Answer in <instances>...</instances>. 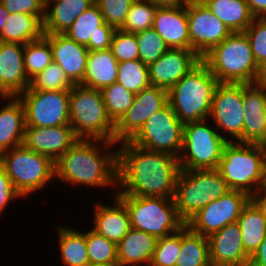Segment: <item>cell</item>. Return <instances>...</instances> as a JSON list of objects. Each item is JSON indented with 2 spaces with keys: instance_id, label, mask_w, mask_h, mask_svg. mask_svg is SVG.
Here are the masks:
<instances>
[{
  "instance_id": "cell-45",
  "label": "cell",
  "mask_w": 266,
  "mask_h": 266,
  "mask_svg": "<svg viewBox=\"0 0 266 266\" xmlns=\"http://www.w3.org/2000/svg\"><path fill=\"white\" fill-rule=\"evenodd\" d=\"M244 32L250 42L256 64L260 68L266 64V17L254 18Z\"/></svg>"
},
{
  "instance_id": "cell-11",
  "label": "cell",
  "mask_w": 266,
  "mask_h": 266,
  "mask_svg": "<svg viewBox=\"0 0 266 266\" xmlns=\"http://www.w3.org/2000/svg\"><path fill=\"white\" fill-rule=\"evenodd\" d=\"M183 126L167 103L146 120L130 142L148 150L179 158L183 144Z\"/></svg>"
},
{
  "instance_id": "cell-6",
  "label": "cell",
  "mask_w": 266,
  "mask_h": 266,
  "mask_svg": "<svg viewBox=\"0 0 266 266\" xmlns=\"http://www.w3.org/2000/svg\"><path fill=\"white\" fill-rule=\"evenodd\" d=\"M69 124L78 139L114 142L115 124L107 114L100 90L81 85L70 89Z\"/></svg>"
},
{
  "instance_id": "cell-51",
  "label": "cell",
  "mask_w": 266,
  "mask_h": 266,
  "mask_svg": "<svg viewBox=\"0 0 266 266\" xmlns=\"http://www.w3.org/2000/svg\"><path fill=\"white\" fill-rule=\"evenodd\" d=\"M251 200L257 205L266 217V186H263L256 194L251 197Z\"/></svg>"
},
{
  "instance_id": "cell-15",
  "label": "cell",
  "mask_w": 266,
  "mask_h": 266,
  "mask_svg": "<svg viewBox=\"0 0 266 266\" xmlns=\"http://www.w3.org/2000/svg\"><path fill=\"white\" fill-rule=\"evenodd\" d=\"M190 50L203 58L214 46L223 42L232 32L204 5L201 0L187 4Z\"/></svg>"
},
{
  "instance_id": "cell-22",
  "label": "cell",
  "mask_w": 266,
  "mask_h": 266,
  "mask_svg": "<svg viewBox=\"0 0 266 266\" xmlns=\"http://www.w3.org/2000/svg\"><path fill=\"white\" fill-rule=\"evenodd\" d=\"M43 36L50 42L53 62L62 68L75 85H79L85 76L88 48L70 39L65 34Z\"/></svg>"
},
{
  "instance_id": "cell-25",
  "label": "cell",
  "mask_w": 266,
  "mask_h": 266,
  "mask_svg": "<svg viewBox=\"0 0 266 266\" xmlns=\"http://www.w3.org/2000/svg\"><path fill=\"white\" fill-rule=\"evenodd\" d=\"M4 102L0 107V154L23 145L26 128L25 108L19 97L6 96Z\"/></svg>"
},
{
  "instance_id": "cell-32",
  "label": "cell",
  "mask_w": 266,
  "mask_h": 266,
  "mask_svg": "<svg viewBox=\"0 0 266 266\" xmlns=\"http://www.w3.org/2000/svg\"><path fill=\"white\" fill-rule=\"evenodd\" d=\"M56 233H58L57 240L63 266L90 265L86 247V231L80 232L73 227L58 225Z\"/></svg>"
},
{
  "instance_id": "cell-43",
  "label": "cell",
  "mask_w": 266,
  "mask_h": 266,
  "mask_svg": "<svg viewBox=\"0 0 266 266\" xmlns=\"http://www.w3.org/2000/svg\"><path fill=\"white\" fill-rule=\"evenodd\" d=\"M103 16L104 22L120 30L126 20L129 8L135 0H94Z\"/></svg>"
},
{
  "instance_id": "cell-56",
  "label": "cell",
  "mask_w": 266,
  "mask_h": 266,
  "mask_svg": "<svg viewBox=\"0 0 266 266\" xmlns=\"http://www.w3.org/2000/svg\"><path fill=\"white\" fill-rule=\"evenodd\" d=\"M43 1V4L46 6L48 3H51L55 0H42Z\"/></svg>"
},
{
  "instance_id": "cell-28",
  "label": "cell",
  "mask_w": 266,
  "mask_h": 266,
  "mask_svg": "<svg viewBox=\"0 0 266 266\" xmlns=\"http://www.w3.org/2000/svg\"><path fill=\"white\" fill-rule=\"evenodd\" d=\"M117 75L118 61L110 48L89 51L85 76L79 85L101 91L116 82Z\"/></svg>"
},
{
  "instance_id": "cell-49",
  "label": "cell",
  "mask_w": 266,
  "mask_h": 266,
  "mask_svg": "<svg viewBox=\"0 0 266 266\" xmlns=\"http://www.w3.org/2000/svg\"><path fill=\"white\" fill-rule=\"evenodd\" d=\"M254 18L266 17V0H245Z\"/></svg>"
},
{
  "instance_id": "cell-18",
  "label": "cell",
  "mask_w": 266,
  "mask_h": 266,
  "mask_svg": "<svg viewBox=\"0 0 266 266\" xmlns=\"http://www.w3.org/2000/svg\"><path fill=\"white\" fill-rule=\"evenodd\" d=\"M78 140L70 125L46 128L26 126L23 145L56 162Z\"/></svg>"
},
{
  "instance_id": "cell-33",
  "label": "cell",
  "mask_w": 266,
  "mask_h": 266,
  "mask_svg": "<svg viewBox=\"0 0 266 266\" xmlns=\"http://www.w3.org/2000/svg\"><path fill=\"white\" fill-rule=\"evenodd\" d=\"M175 266H211L208 238L186 224L181 228V249Z\"/></svg>"
},
{
  "instance_id": "cell-24",
  "label": "cell",
  "mask_w": 266,
  "mask_h": 266,
  "mask_svg": "<svg viewBox=\"0 0 266 266\" xmlns=\"http://www.w3.org/2000/svg\"><path fill=\"white\" fill-rule=\"evenodd\" d=\"M113 194V204H94L92 230L110 241L118 244L127 234L130 226V215L125 204Z\"/></svg>"
},
{
  "instance_id": "cell-3",
  "label": "cell",
  "mask_w": 266,
  "mask_h": 266,
  "mask_svg": "<svg viewBox=\"0 0 266 266\" xmlns=\"http://www.w3.org/2000/svg\"><path fill=\"white\" fill-rule=\"evenodd\" d=\"M218 170L230 190L252 197L266 186V145L228 142Z\"/></svg>"
},
{
  "instance_id": "cell-53",
  "label": "cell",
  "mask_w": 266,
  "mask_h": 266,
  "mask_svg": "<svg viewBox=\"0 0 266 266\" xmlns=\"http://www.w3.org/2000/svg\"><path fill=\"white\" fill-rule=\"evenodd\" d=\"M256 83L266 89V64L260 67L259 75Z\"/></svg>"
},
{
  "instance_id": "cell-27",
  "label": "cell",
  "mask_w": 266,
  "mask_h": 266,
  "mask_svg": "<svg viewBox=\"0 0 266 266\" xmlns=\"http://www.w3.org/2000/svg\"><path fill=\"white\" fill-rule=\"evenodd\" d=\"M95 3L94 0H55L45 6L44 35L64 34L75 19Z\"/></svg>"
},
{
  "instance_id": "cell-8",
  "label": "cell",
  "mask_w": 266,
  "mask_h": 266,
  "mask_svg": "<svg viewBox=\"0 0 266 266\" xmlns=\"http://www.w3.org/2000/svg\"><path fill=\"white\" fill-rule=\"evenodd\" d=\"M0 165L5 169L15 189L23 196L38 192L55 178V162L24 145L0 154Z\"/></svg>"
},
{
  "instance_id": "cell-47",
  "label": "cell",
  "mask_w": 266,
  "mask_h": 266,
  "mask_svg": "<svg viewBox=\"0 0 266 266\" xmlns=\"http://www.w3.org/2000/svg\"><path fill=\"white\" fill-rule=\"evenodd\" d=\"M23 196L15 189L11 179L6 174L5 169L0 165V216L5 211L10 202Z\"/></svg>"
},
{
  "instance_id": "cell-21",
  "label": "cell",
  "mask_w": 266,
  "mask_h": 266,
  "mask_svg": "<svg viewBox=\"0 0 266 266\" xmlns=\"http://www.w3.org/2000/svg\"><path fill=\"white\" fill-rule=\"evenodd\" d=\"M243 143L266 145V89L243 83Z\"/></svg>"
},
{
  "instance_id": "cell-12",
  "label": "cell",
  "mask_w": 266,
  "mask_h": 266,
  "mask_svg": "<svg viewBox=\"0 0 266 266\" xmlns=\"http://www.w3.org/2000/svg\"><path fill=\"white\" fill-rule=\"evenodd\" d=\"M244 113L243 83H218L212 96L209 120L228 142L243 143Z\"/></svg>"
},
{
  "instance_id": "cell-41",
  "label": "cell",
  "mask_w": 266,
  "mask_h": 266,
  "mask_svg": "<svg viewBox=\"0 0 266 266\" xmlns=\"http://www.w3.org/2000/svg\"><path fill=\"white\" fill-rule=\"evenodd\" d=\"M139 45V60L149 66L160 58L169 47L159 34L153 29L135 33Z\"/></svg>"
},
{
  "instance_id": "cell-23",
  "label": "cell",
  "mask_w": 266,
  "mask_h": 266,
  "mask_svg": "<svg viewBox=\"0 0 266 266\" xmlns=\"http://www.w3.org/2000/svg\"><path fill=\"white\" fill-rule=\"evenodd\" d=\"M153 29L169 48L190 50L187 4L184 6H158Z\"/></svg>"
},
{
  "instance_id": "cell-44",
  "label": "cell",
  "mask_w": 266,
  "mask_h": 266,
  "mask_svg": "<svg viewBox=\"0 0 266 266\" xmlns=\"http://www.w3.org/2000/svg\"><path fill=\"white\" fill-rule=\"evenodd\" d=\"M110 49L118 63L139 59L136 34L115 30Z\"/></svg>"
},
{
  "instance_id": "cell-54",
  "label": "cell",
  "mask_w": 266,
  "mask_h": 266,
  "mask_svg": "<svg viewBox=\"0 0 266 266\" xmlns=\"http://www.w3.org/2000/svg\"><path fill=\"white\" fill-rule=\"evenodd\" d=\"M9 14L10 13L7 12L5 8L0 4V36L4 31V25L6 24V20Z\"/></svg>"
},
{
  "instance_id": "cell-39",
  "label": "cell",
  "mask_w": 266,
  "mask_h": 266,
  "mask_svg": "<svg viewBox=\"0 0 266 266\" xmlns=\"http://www.w3.org/2000/svg\"><path fill=\"white\" fill-rule=\"evenodd\" d=\"M157 8L158 5L151 0H135L120 30L135 34L153 28Z\"/></svg>"
},
{
  "instance_id": "cell-34",
  "label": "cell",
  "mask_w": 266,
  "mask_h": 266,
  "mask_svg": "<svg viewBox=\"0 0 266 266\" xmlns=\"http://www.w3.org/2000/svg\"><path fill=\"white\" fill-rule=\"evenodd\" d=\"M114 31V28L104 22L99 7L94 3L75 19L64 34L77 43L87 46L96 32Z\"/></svg>"
},
{
  "instance_id": "cell-26",
  "label": "cell",
  "mask_w": 266,
  "mask_h": 266,
  "mask_svg": "<svg viewBox=\"0 0 266 266\" xmlns=\"http://www.w3.org/2000/svg\"><path fill=\"white\" fill-rule=\"evenodd\" d=\"M157 240L149 233L130 228L117 244L118 266H149Z\"/></svg>"
},
{
  "instance_id": "cell-57",
  "label": "cell",
  "mask_w": 266,
  "mask_h": 266,
  "mask_svg": "<svg viewBox=\"0 0 266 266\" xmlns=\"http://www.w3.org/2000/svg\"><path fill=\"white\" fill-rule=\"evenodd\" d=\"M5 96L0 92V99L2 100L1 102H3Z\"/></svg>"
},
{
  "instance_id": "cell-40",
  "label": "cell",
  "mask_w": 266,
  "mask_h": 266,
  "mask_svg": "<svg viewBox=\"0 0 266 266\" xmlns=\"http://www.w3.org/2000/svg\"><path fill=\"white\" fill-rule=\"evenodd\" d=\"M74 85L62 68L55 62L49 64L30 83V87L33 90L42 91L70 90Z\"/></svg>"
},
{
  "instance_id": "cell-17",
  "label": "cell",
  "mask_w": 266,
  "mask_h": 266,
  "mask_svg": "<svg viewBox=\"0 0 266 266\" xmlns=\"http://www.w3.org/2000/svg\"><path fill=\"white\" fill-rule=\"evenodd\" d=\"M200 61L201 58L193 50L169 48L148 66L150 83L169 91Z\"/></svg>"
},
{
  "instance_id": "cell-37",
  "label": "cell",
  "mask_w": 266,
  "mask_h": 266,
  "mask_svg": "<svg viewBox=\"0 0 266 266\" xmlns=\"http://www.w3.org/2000/svg\"><path fill=\"white\" fill-rule=\"evenodd\" d=\"M109 118L116 124L132 106L135 93L114 82L101 90Z\"/></svg>"
},
{
  "instance_id": "cell-4",
  "label": "cell",
  "mask_w": 266,
  "mask_h": 266,
  "mask_svg": "<svg viewBox=\"0 0 266 266\" xmlns=\"http://www.w3.org/2000/svg\"><path fill=\"white\" fill-rule=\"evenodd\" d=\"M201 60L218 83H256L260 68L254 59L245 32L231 33Z\"/></svg>"
},
{
  "instance_id": "cell-5",
  "label": "cell",
  "mask_w": 266,
  "mask_h": 266,
  "mask_svg": "<svg viewBox=\"0 0 266 266\" xmlns=\"http://www.w3.org/2000/svg\"><path fill=\"white\" fill-rule=\"evenodd\" d=\"M218 85L201 60L168 91V103L183 124L209 119L213 92Z\"/></svg>"
},
{
  "instance_id": "cell-14",
  "label": "cell",
  "mask_w": 266,
  "mask_h": 266,
  "mask_svg": "<svg viewBox=\"0 0 266 266\" xmlns=\"http://www.w3.org/2000/svg\"><path fill=\"white\" fill-rule=\"evenodd\" d=\"M250 199L242 191L230 190L200 209L186 225L193 232L208 237L226 225L237 222L243 207Z\"/></svg>"
},
{
  "instance_id": "cell-19",
  "label": "cell",
  "mask_w": 266,
  "mask_h": 266,
  "mask_svg": "<svg viewBox=\"0 0 266 266\" xmlns=\"http://www.w3.org/2000/svg\"><path fill=\"white\" fill-rule=\"evenodd\" d=\"M24 47L0 41V92L5 97H18L30 86L24 70Z\"/></svg>"
},
{
  "instance_id": "cell-52",
  "label": "cell",
  "mask_w": 266,
  "mask_h": 266,
  "mask_svg": "<svg viewBox=\"0 0 266 266\" xmlns=\"http://www.w3.org/2000/svg\"><path fill=\"white\" fill-rule=\"evenodd\" d=\"M158 6H184L192 0H151Z\"/></svg>"
},
{
  "instance_id": "cell-55",
  "label": "cell",
  "mask_w": 266,
  "mask_h": 266,
  "mask_svg": "<svg viewBox=\"0 0 266 266\" xmlns=\"http://www.w3.org/2000/svg\"><path fill=\"white\" fill-rule=\"evenodd\" d=\"M244 266H266V264H253L250 261H248Z\"/></svg>"
},
{
  "instance_id": "cell-16",
  "label": "cell",
  "mask_w": 266,
  "mask_h": 266,
  "mask_svg": "<svg viewBox=\"0 0 266 266\" xmlns=\"http://www.w3.org/2000/svg\"><path fill=\"white\" fill-rule=\"evenodd\" d=\"M168 103V91L150 85L135 94L132 106L115 124L114 142L130 141L146 120Z\"/></svg>"
},
{
  "instance_id": "cell-7",
  "label": "cell",
  "mask_w": 266,
  "mask_h": 266,
  "mask_svg": "<svg viewBox=\"0 0 266 266\" xmlns=\"http://www.w3.org/2000/svg\"><path fill=\"white\" fill-rule=\"evenodd\" d=\"M228 191L218 168L180 169L174 195L177 214L186 224L200 209Z\"/></svg>"
},
{
  "instance_id": "cell-36",
  "label": "cell",
  "mask_w": 266,
  "mask_h": 266,
  "mask_svg": "<svg viewBox=\"0 0 266 266\" xmlns=\"http://www.w3.org/2000/svg\"><path fill=\"white\" fill-rule=\"evenodd\" d=\"M86 247L90 265L118 266L117 244L92 229L86 231Z\"/></svg>"
},
{
  "instance_id": "cell-9",
  "label": "cell",
  "mask_w": 266,
  "mask_h": 266,
  "mask_svg": "<svg viewBox=\"0 0 266 266\" xmlns=\"http://www.w3.org/2000/svg\"><path fill=\"white\" fill-rule=\"evenodd\" d=\"M126 206L131 228L149 233L157 239L181 229L174 199L115 194Z\"/></svg>"
},
{
  "instance_id": "cell-20",
  "label": "cell",
  "mask_w": 266,
  "mask_h": 266,
  "mask_svg": "<svg viewBox=\"0 0 266 266\" xmlns=\"http://www.w3.org/2000/svg\"><path fill=\"white\" fill-rule=\"evenodd\" d=\"M207 238L211 266H244L250 261V256L244 250L237 222L226 225Z\"/></svg>"
},
{
  "instance_id": "cell-42",
  "label": "cell",
  "mask_w": 266,
  "mask_h": 266,
  "mask_svg": "<svg viewBox=\"0 0 266 266\" xmlns=\"http://www.w3.org/2000/svg\"><path fill=\"white\" fill-rule=\"evenodd\" d=\"M181 249V229L157 240L149 266H175Z\"/></svg>"
},
{
  "instance_id": "cell-31",
  "label": "cell",
  "mask_w": 266,
  "mask_h": 266,
  "mask_svg": "<svg viewBox=\"0 0 266 266\" xmlns=\"http://www.w3.org/2000/svg\"><path fill=\"white\" fill-rule=\"evenodd\" d=\"M44 35L43 21L31 14H9L4 25L0 41L6 43L27 44L40 39Z\"/></svg>"
},
{
  "instance_id": "cell-46",
  "label": "cell",
  "mask_w": 266,
  "mask_h": 266,
  "mask_svg": "<svg viewBox=\"0 0 266 266\" xmlns=\"http://www.w3.org/2000/svg\"><path fill=\"white\" fill-rule=\"evenodd\" d=\"M0 4L11 14H31L44 20L45 5L42 0H0Z\"/></svg>"
},
{
  "instance_id": "cell-10",
  "label": "cell",
  "mask_w": 266,
  "mask_h": 266,
  "mask_svg": "<svg viewBox=\"0 0 266 266\" xmlns=\"http://www.w3.org/2000/svg\"><path fill=\"white\" fill-rule=\"evenodd\" d=\"M227 143L215 126L209 124V119L185 123L178 158L180 169L218 168Z\"/></svg>"
},
{
  "instance_id": "cell-13",
  "label": "cell",
  "mask_w": 266,
  "mask_h": 266,
  "mask_svg": "<svg viewBox=\"0 0 266 266\" xmlns=\"http://www.w3.org/2000/svg\"><path fill=\"white\" fill-rule=\"evenodd\" d=\"M70 90L42 91L29 88L18 97L25 108L26 126L55 127L69 124Z\"/></svg>"
},
{
  "instance_id": "cell-30",
  "label": "cell",
  "mask_w": 266,
  "mask_h": 266,
  "mask_svg": "<svg viewBox=\"0 0 266 266\" xmlns=\"http://www.w3.org/2000/svg\"><path fill=\"white\" fill-rule=\"evenodd\" d=\"M237 223L245 252L251 257L266 236V217L250 199L243 207Z\"/></svg>"
},
{
  "instance_id": "cell-1",
  "label": "cell",
  "mask_w": 266,
  "mask_h": 266,
  "mask_svg": "<svg viewBox=\"0 0 266 266\" xmlns=\"http://www.w3.org/2000/svg\"><path fill=\"white\" fill-rule=\"evenodd\" d=\"M118 144L119 188L115 194L174 199L176 180L180 171L178 158L145 149L130 141Z\"/></svg>"
},
{
  "instance_id": "cell-38",
  "label": "cell",
  "mask_w": 266,
  "mask_h": 266,
  "mask_svg": "<svg viewBox=\"0 0 266 266\" xmlns=\"http://www.w3.org/2000/svg\"><path fill=\"white\" fill-rule=\"evenodd\" d=\"M116 82L133 93H139L151 85L148 66L139 59L119 62Z\"/></svg>"
},
{
  "instance_id": "cell-48",
  "label": "cell",
  "mask_w": 266,
  "mask_h": 266,
  "mask_svg": "<svg viewBox=\"0 0 266 266\" xmlns=\"http://www.w3.org/2000/svg\"><path fill=\"white\" fill-rule=\"evenodd\" d=\"M114 32H96L93 39L89 40L86 46L89 51L106 50L111 47V40Z\"/></svg>"
},
{
  "instance_id": "cell-50",
  "label": "cell",
  "mask_w": 266,
  "mask_h": 266,
  "mask_svg": "<svg viewBox=\"0 0 266 266\" xmlns=\"http://www.w3.org/2000/svg\"><path fill=\"white\" fill-rule=\"evenodd\" d=\"M250 262L253 264H266V236L259 248L250 257Z\"/></svg>"
},
{
  "instance_id": "cell-35",
  "label": "cell",
  "mask_w": 266,
  "mask_h": 266,
  "mask_svg": "<svg viewBox=\"0 0 266 266\" xmlns=\"http://www.w3.org/2000/svg\"><path fill=\"white\" fill-rule=\"evenodd\" d=\"M52 62V48L50 42L44 36L25 44L24 70L30 81L46 69Z\"/></svg>"
},
{
  "instance_id": "cell-2",
  "label": "cell",
  "mask_w": 266,
  "mask_h": 266,
  "mask_svg": "<svg viewBox=\"0 0 266 266\" xmlns=\"http://www.w3.org/2000/svg\"><path fill=\"white\" fill-rule=\"evenodd\" d=\"M115 145L107 140L79 139L55 162V178L87 188H118Z\"/></svg>"
},
{
  "instance_id": "cell-29",
  "label": "cell",
  "mask_w": 266,
  "mask_h": 266,
  "mask_svg": "<svg viewBox=\"0 0 266 266\" xmlns=\"http://www.w3.org/2000/svg\"><path fill=\"white\" fill-rule=\"evenodd\" d=\"M228 29L244 32L254 19L245 0H201Z\"/></svg>"
}]
</instances>
